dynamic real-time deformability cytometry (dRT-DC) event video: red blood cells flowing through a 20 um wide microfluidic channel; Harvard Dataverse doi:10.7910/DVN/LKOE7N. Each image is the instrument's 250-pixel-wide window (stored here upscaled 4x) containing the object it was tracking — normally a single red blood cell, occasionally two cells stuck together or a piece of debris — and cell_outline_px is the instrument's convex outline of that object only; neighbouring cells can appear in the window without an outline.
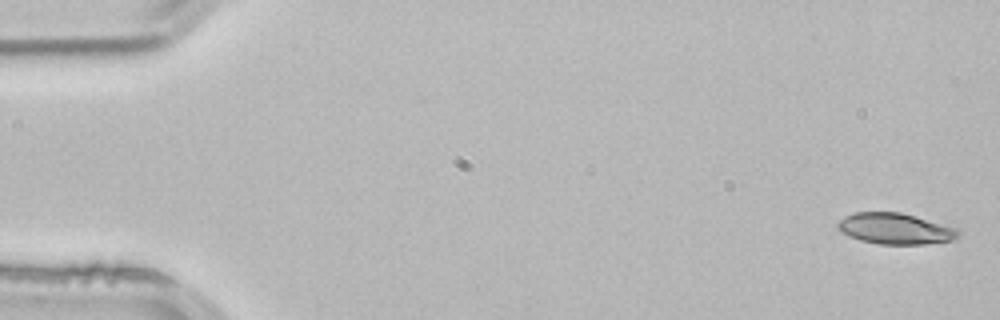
{"species": "common noctule bat (a hibernating species)", "species_latin": "Nyctalus noctula", "temperature_condition": "room temperature", "stored_images_in_passage": 3, "camera_frame_rate_fps": 3000, "um_per_image_px": 0.085, "animal": {"sex": "male", "body_mass_g": 21.5, "forearm_length_mm": 52.0}, "frame": {"image": 1, "passage_image": 1, "time_ms": 0.0, "image_size_px": [1000, 320], "cell_outline_px": [[960, 236], [952, 240], [924, 244], [880, 244], [860, 240], [840, 232], [836, 228], [836, 224], [844, 216], [856, 212], [900, 212], [956, 228], [960, 232]], "centroid_in_image_um": [76.05, 19.44], "position_along_channel_um": 8.9, "area_um2": 21.68}}
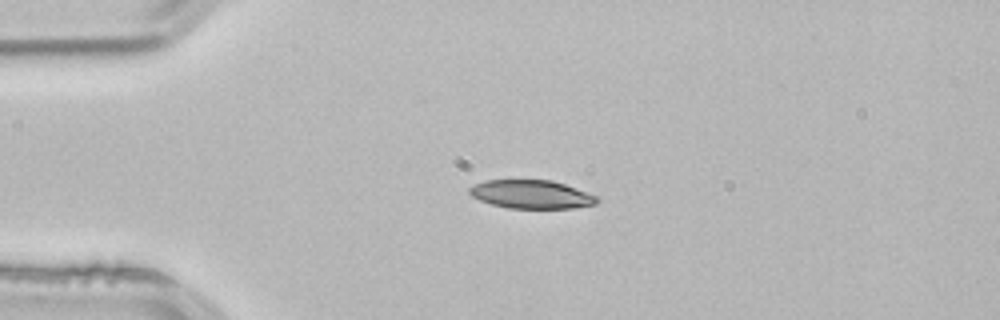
{"frame": {"image": 2, "passage_image": 3, "time_ms": 0.667, "image_size_px": [1000, 320], "cell_outline_px": [[600, 200], [596, 204], [572, 208], [508, 208], [492, 204], [480, 200], [472, 196], [468, 192], [468, 188], [484, 180], [552, 180], [564, 184], [596, 196]], "centroid_in_image_um": [45.15, 16.52], "position_along_channel_um": 39.9, "area_um2": 20.98}}